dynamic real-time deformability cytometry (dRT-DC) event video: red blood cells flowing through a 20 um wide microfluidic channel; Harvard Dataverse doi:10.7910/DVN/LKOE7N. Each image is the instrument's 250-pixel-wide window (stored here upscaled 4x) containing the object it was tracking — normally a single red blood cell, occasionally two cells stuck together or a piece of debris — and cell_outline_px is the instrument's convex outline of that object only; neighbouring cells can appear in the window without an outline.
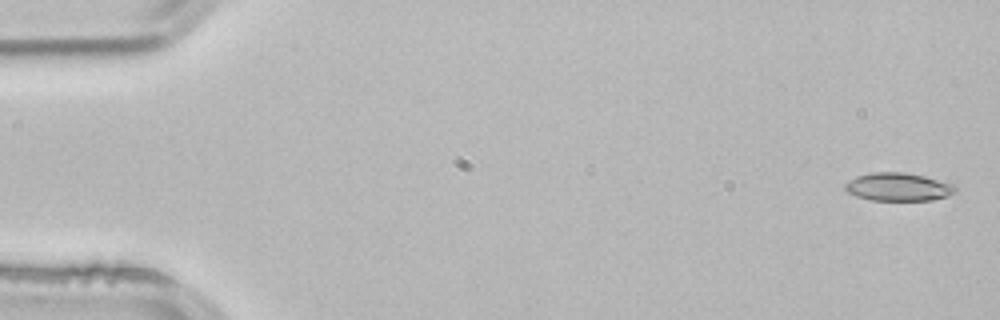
{"species": "common noctule bat (a hibernating species)", "species_latin": "Nyctalus noctula", "temperature_condition": "room temperature", "stored_images_in_passage": 4, "camera_frame_rate_fps": 3000, "um_per_image_px": 0.085, "animal": {"sex": "male", "body_mass_g": 21.5, "forearm_length_mm": 52.0}, "frame": {"image": 1, "passage_image": 1, "time_ms": 0.0, "image_size_px": [1000, 320], "cell_outline_px": [[956, 192], [948, 196], [932, 200], [868, 200], [856, 196], [848, 192], [844, 188], [844, 184], [848, 180], [856, 176], [872, 172], [904, 172], [924, 176], [952, 184], [956, 188]], "centroid_in_image_um": [76.31, 15.89], "position_along_channel_um": 8.7, "area_um2": 18.09}}
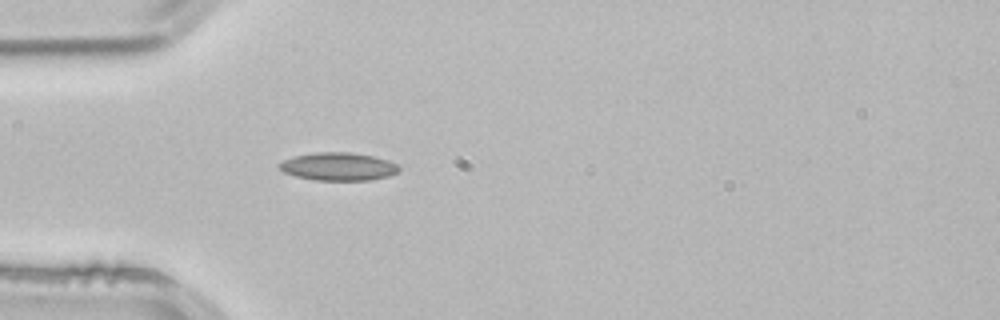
{"frame": {"image": 2, "passage_image": 4, "time_ms": 1.0, "image_size_px": [1000, 320], "cell_outline_px": [[400, 168], [396, 172], [388, 176], [368, 180], [316, 180], [296, 176], [284, 172], [276, 164], [292, 156], [316, 152], [352, 152], [372, 156], [388, 160], [396, 164]], "centroid_in_image_um": [28.72, 14.14], "position_along_channel_um": 56.3, "area_um2": 19.42}}